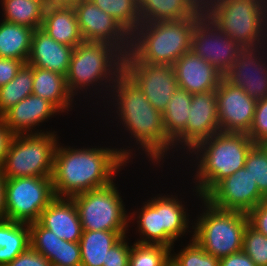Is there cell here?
<instances>
[{
    "label": "cell",
    "mask_w": 267,
    "mask_h": 266,
    "mask_svg": "<svg viewBox=\"0 0 267 266\" xmlns=\"http://www.w3.org/2000/svg\"><path fill=\"white\" fill-rule=\"evenodd\" d=\"M95 147L75 148L57 143L52 174L55 197L72 198L108 186L121 168L134 159L133 149Z\"/></svg>",
    "instance_id": "1"
},
{
    "label": "cell",
    "mask_w": 267,
    "mask_h": 266,
    "mask_svg": "<svg viewBox=\"0 0 267 266\" xmlns=\"http://www.w3.org/2000/svg\"><path fill=\"white\" fill-rule=\"evenodd\" d=\"M108 98L115 107L113 113H117L118 123L123 125L130 138L133 137L137 151L142 149L152 164L163 165L167 155L174 154L175 150L173 142L166 136L162 113L155 109L125 72L115 80Z\"/></svg>",
    "instance_id": "2"
},
{
    "label": "cell",
    "mask_w": 267,
    "mask_h": 266,
    "mask_svg": "<svg viewBox=\"0 0 267 266\" xmlns=\"http://www.w3.org/2000/svg\"><path fill=\"white\" fill-rule=\"evenodd\" d=\"M254 144L246 133L222 131L196 144L189 151V156L195 155L192 160L197 165L193 177L196 197L204 198L221 180L245 167Z\"/></svg>",
    "instance_id": "3"
},
{
    "label": "cell",
    "mask_w": 267,
    "mask_h": 266,
    "mask_svg": "<svg viewBox=\"0 0 267 266\" xmlns=\"http://www.w3.org/2000/svg\"><path fill=\"white\" fill-rule=\"evenodd\" d=\"M203 16L204 11L181 20L141 23L131 34V46L124 60L173 65L191 50L192 34Z\"/></svg>",
    "instance_id": "4"
},
{
    "label": "cell",
    "mask_w": 267,
    "mask_h": 266,
    "mask_svg": "<svg viewBox=\"0 0 267 266\" xmlns=\"http://www.w3.org/2000/svg\"><path fill=\"white\" fill-rule=\"evenodd\" d=\"M124 58L125 55L116 46L83 41L74 48L65 76L70 93L78 97L84 90L87 93L88 89L91 95L92 91L96 95L108 91V98L115 80L124 72Z\"/></svg>",
    "instance_id": "5"
},
{
    "label": "cell",
    "mask_w": 267,
    "mask_h": 266,
    "mask_svg": "<svg viewBox=\"0 0 267 266\" xmlns=\"http://www.w3.org/2000/svg\"><path fill=\"white\" fill-rule=\"evenodd\" d=\"M203 11L243 48L267 44V0H206Z\"/></svg>",
    "instance_id": "6"
},
{
    "label": "cell",
    "mask_w": 267,
    "mask_h": 266,
    "mask_svg": "<svg viewBox=\"0 0 267 266\" xmlns=\"http://www.w3.org/2000/svg\"><path fill=\"white\" fill-rule=\"evenodd\" d=\"M201 202L204 211L192 225V239L218 259L241 251L243 234L249 224L247 213L218 209L204 198Z\"/></svg>",
    "instance_id": "7"
},
{
    "label": "cell",
    "mask_w": 267,
    "mask_h": 266,
    "mask_svg": "<svg viewBox=\"0 0 267 266\" xmlns=\"http://www.w3.org/2000/svg\"><path fill=\"white\" fill-rule=\"evenodd\" d=\"M57 131L14 135L0 171L5 178L52 177Z\"/></svg>",
    "instance_id": "8"
},
{
    "label": "cell",
    "mask_w": 267,
    "mask_h": 266,
    "mask_svg": "<svg viewBox=\"0 0 267 266\" xmlns=\"http://www.w3.org/2000/svg\"><path fill=\"white\" fill-rule=\"evenodd\" d=\"M114 182L71 198L76 205L83 231L129 230L130 216Z\"/></svg>",
    "instance_id": "9"
},
{
    "label": "cell",
    "mask_w": 267,
    "mask_h": 266,
    "mask_svg": "<svg viewBox=\"0 0 267 266\" xmlns=\"http://www.w3.org/2000/svg\"><path fill=\"white\" fill-rule=\"evenodd\" d=\"M55 198L52 177L6 178V220L37 222Z\"/></svg>",
    "instance_id": "10"
},
{
    "label": "cell",
    "mask_w": 267,
    "mask_h": 266,
    "mask_svg": "<svg viewBox=\"0 0 267 266\" xmlns=\"http://www.w3.org/2000/svg\"><path fill=\"white\" fill-rule=\"evenodd\" d=\"M124 72L142 90L146 99L161 113L178 88L173 65L124 60Z\"/></svg>",
    "instance_id": "11"
},
{
    "label": "cell",
    "mask_w": 267,
    "mask_h": 266,
    "mask_svg": "<svg viewBox=\"0 0 267 266\" xmlns=\"http://www.w3.org/2000/svg\"><path fill=\"white\" fill-rule=\"evenodd\" d=\"M73 8L84 41L116 46L124 55L129 52L131 35L109 14L90 0H78Z\"/></svg>",
    "instance_id": "12"
},
{
    "label": "cell",
    "mask_w": 267,
    "mask_h": 266,
    "mask_svg": "<svg viewBox=\"0 0 267 266\" xmlns=\"http://www.w3.org/2000/svg\"><path fill=\"white\" fill-rule=\"evenodd\" d=\"M204 199L218 209L244 213L267 200L245 167L221 180Z\"/></svg>",
    "instance_id": "13"
},
{
    "label": "cell",
    "mask_w": 267,
    "mask_h": 266,
    "mask_svg": "<svg viewBox=\"0 0 267 266\" xmlns=\"http://www.w3.org/2000/svg\"><path fill=\"white\" fill-rule=\"evenodd\" d=\"M266 46V47H265ZM267 44L242 48L223 78L252 99L267 98Z\"/></svg>",
    "instance_id": "14"
},
{
    "label": "cell",
    "mask_w": 267,
    "mask_h": 266,
    "mask_svg": "<svg viewBox=\"0 0 267 266\" xmlns=\"http://www.w3.org/2000/svg\"><path fill=\"white\" fill-rule=\"evenodd\" d=\"M243 47L221 32L205 15L192 34L191 51L209 62L223 76Z\"/></svg>",
    "instance_id": "15"
},
{
    "label": "cell",
    "mask_w": 267,
    "mask_h": 266,
    "mask_svg": "<svg viewBox=\"0 0 267 266\" xmlns=\"http://www.w3.org/2000/svg\"><path fill=\"white\" fill-rule=\"evenodd\" d=\"M186 129L173 141V148L188 152L200 141L220 131L216 91L192 94ZM180 145V146H179Z\"/></svg>",
    "instance_id": "16"
},
{
    "label": "cell",
    "mask_w": 267,
    "mask_h": 266,
    "mask_svg": "<svg viewBox=\"0 0 267 266\" xmlns=\"http://www.w3.org/2000/svg\"><path fill=\"white\" fill-rule=\"evenodd\" d=\"M217 107L220 131L248 134L255 114L257 101L224 78L217 87Z\"/></svg>",
    "instance_id": "17"
},
{
    "label": "cell",
    "mask_w": 267,
    "mask_h": 266,
    "mask_svg": "<svg viewBox=\"0 0 267 266\" xmlns=\"http://www.w3.org/2000/svg\"><path fill=\"white\" fill-rule=\"evenodd\" d=\"M60 113L62 112L50 101L31 94L5 111L0 119L15 135L38 134L50 132V130H38L36 126L39 128L40 123Z\"/></svg>",
    "instance_id": "18"
},
{
    "label": "cell",
    "mask_w": 267,
    "mask_h": 266,
    "mask_svg": "<svg viewBox=\"0 0 267 266\" xmlns=\"http://www.w3.org/2000/svg\"><path fill=\"white\" fill-rule=\"evenodd\" d=\"M178 88L191 94L216 90L223 75L209 62L189 50L174 64Z\"/></svg>",
    "instance_id": "19"
},
{
    "label": "cell",
    "mask_w": 267,
    "mask_h": 266,
    "mask_svg": "<svg viewBox=\"0 0 267 266\" xmlns=\"http://www.w3.org/2000/svg\"><path fill=\"white\" fill-rule=\"evenodd\" d=\"M29 241L30 247L46 257L51 264L81 265L79 242H68L59 238L38 221L29 224Z\"/></svg>",
    "instance_id": "20"
},
{
    "label": "cell",
    "mask_w": 267,
    "mask_h": 266,
    "mask_svg": "<svg viewBox=\"0 0 267 266\" xmlns=\"http://www.w3.org/2000/svg\"><path fill=\"white\" fill-rule=\"evenodd\" d=\"M74 47L55 41L41 28L34 30L27 63L67 75Z\"/></svg>",
    "instance_id": "21"
},
{
    "label": "cell",
    "mask_w": 267,
    "mask_h": 266,
    "mask_svg": "<svg viewBox=\"0 0 267 266\" xmlns=\"http://www.w3.org/2000/svg\"><path fill=\"white\" fill-rule=\"evenodd\" d=\"M38 222L68 242H79L82 236L81 221L71 198L56 197L42 211Z\"/></svg>",
    "instance_id": "22"
},
{
    "label": "cell",
    "mask_w": 267,
    "mask_h": 266,
    "mask_svg": "<svg viewBox=\"0 0 267 266\" xmlns=\"http://www.w3.org/2000/svg\"><path fill=\"white\" fill-rule=\"evenodd\" d=\"M141 23L181 20L203 12L200 0H138Z\"/></svg>",
    "instance_id": "23"
},
{
    "label": "cell",
    "mask_w": 267,
    "mask_h": 266,
    "mask_svg": "<svg viewBox=\"0 0 267 266\" xmlns=\"http://www.w3.org/2000/svg\"><path fill=\"white\" fill-rule=\"evenodd\" d=\"M32 94L53 103L62 113L72 111L73 95L70 93L66 77L48 69L33 67ZM72 105V106H71Z\"/></svg>",
    "instance_id": "24"
},
{
    "label": "cell",
    "mask_w": 267,
    "mask_h": 266,
    "mask_svg": "<svg viewBox=\"0 0 267 266\" xmlns=\"http://www.w3.org/2000/svg\"><path fill=\"white\" fill-rule=\"evenodd\" d=\"M41 29L55 41L74 48L84 41L73 7L45 8Z\"/></svg>",
    "instance_id": "25"
},
{
    "label": "cell",
    "mask_w": 267,
    "mask_h": 266,
    "mask_svg": "<svg viewBox=\"0 0 267 266\" xmlns=\"http://www.w3.org/2000/svg\"><path fill=\"white\" fill-rule=\"evenodd\" d=\"M176 197V198H175ZM182 204V200L178 199L175 195H162L160 194V220L161 228H163V245L174 248V242L180 237L184 236L186 232L193 233V231H187L191 224L189 223V213L187 208ZM190 226V227H189Z\"/></svg>",
    "instance_id": "26"
},
{
    "label": "cell",
    "mask_w": 267,
    "mask_h": 266,
    "mask_svg": "<svg viewBox=\"0 0 267 266\" xmlns=\"http://www.w3.org/2000/svg\"><path fill=\"white\" fill-rule=\"evenodd\" d=\"M127 231H83L79 240L81 266L107 265L108 252Z\"/></svg>",
    "instance_id": "27"
},
{
    "label": "cell",
    "mask_w": 267,
    "mask_h": 266,
    "mask_svg": "<svg viewBox=\"0 0 267 266\" xmlns=\"http://www.w3.org/2000/svg\"><path fill=\"white\" fill-rule=\"evenodd\" d=\"M34 29L1 20L0 57L21 60L27 63Z\"/></svg>",
    "instance_id": "28"
},
{
    "label": "cell",
    "mask_w": 267,
    "mask_h": 266,
    "mask_svg": "<svg viewBox=\"0 0 267 266\" xmlns=\"http://www.w3.org/2000/svg\"><path fill=\"white\" fill-rule=\"evenodd\" d=\"M30 246L29 224L0 221V266L13 261Z\"/></svg>",
    "instance_id": "29"
},
{
    "label": "cell",
    "mask_w": 267,
    "mask_h": 266,
    "mask_svg": "<svg viewBox=\"0 0 267 266\" xmlns=\"http://www.w3.org/2000/svg\"><path fill=\"white\" fill-rule=\"evenodd\" d=\"M143 204L141 209L129 214L130 220L134 221L137 218L136 228H138L137 231L141 236L136 242L163 245V228H161L160 220V194L156 197H151V200L149 198ZM135 215L138 216L136 217Z\"/></svg>",
    "instance_id": "30"
},
{
    "label": "cell",
    "mask_w": 267,
    "mask_h": 266,
    "mask_svg": "<svg viewBox=\"0 0 267 266\" xmlns=\"http://www.w3.org/2000/svg\"><path fill=\"white\" fill-rule=\"evenodd\" d=\"M3 20L34 30L43 23L45 5L43 0H1Z\"/></svg>",
    "instance_id": "31"
},
{
    "label": "cell",
    "mask_w": 267,
    "mask_h": 266,
    "mask_svg": "<svg viewBox=\"0 0 267 266\" xmlns=\"http://www.w3.org/2000/svg\"><path fill=\"white\" fill-rule=\"evenodd\" d=\"M192 102V94L177 88L162 112L166 136L173 142L185 129Z\"/></svg>",
    "instance_id": "32"
},
{
    "label": "cell",
    "mask_w": 267,
    "mask_h": 266,
    "mask_svg": "<svg viewBox=\"0 0 267 266\" xmlns=\"http://www.w3.org/2000/svg\"><path fill=\"white\" fill-rule=\"evenodd\" d=\"M33 66L24 63L17 75L6 85L0 87V116L22 99L32 94Z\"/></svg>",
    "instance_id": "33"
},
{
    "label": "cell",
    "mask_w": 267,
    "mask_h": 266,
    "mask_svg": "<svg viewBox=\"0 0 267 266\" xmlns=\"http://www.w3.org/2000/svg\"><path fill=\"white\" fill-rule=\"evenodd\" d=\"M131 35L141 24L138 0H90Z\"/></svg>",
    "instance_id": "34"
},
{
    "label": "cell",
    "mask_w": 267,
    "mask_h": 266,
    "mask_svg": "<svg viewBox=\"0 0 267 266\" xmlns=\"http://www.w3.org/2000/svg\"><path fill=\"white\" fill-rule=\"evenodd\" d=\"M171 257V248L161 244L139 243L131 245L129 266H165Z\"/></svg>",
    "instance_id": "35"
},
{
    "label": "cell",
    "mask_w": 267,
    "mask_h": 266,
    "mask_svg": "<svg viewBox=\"0 0 267 266\" xmlns=\"http://www.w3.org/2000/svg\"><path fill=\"white\" fill-rule=\"evenodd\" d=\"M245 168L256 181L259 192L267 199V144H254L251 147Z\"/></svg>",
    "instance_id": "36"
},
{
    "label": "cell",
    "mask_w": 267,
    "mask_h": 266,
    "mask_svg": "<svg viewBox=\"0 0 267 266\" xmlns=\"http://www.w3.org/2000/svg\"><path fill=\"white\" fill-rule=\"evenodd\" d=\"M192 238L177 254L171 253V258L180 266H219V259L205 252Z\"/></svg>",
    "instance_id": "37"
},
{
    "label": "cell",
    "mask_w": 267,
    "mask_h": 266,
    "mask_svg": "<svg viewBox=\"0 0 267 266\" xmlns=\"http://www.w3.org/2000/svg\"><path fill=\"white\" fill-rule=\"evenodd\" d=\"M242 250L257 266H267V236L249 224L243 234Z\"/></svg>",
    "instance_id": "38"
},
{
    "label": "cell",
    "mask_w": 267,
    "mask_h": 266,
    "mask_svg": "<svg viewBox=\"0 0 267 266\" xmlns=\"http://www.w3.org/2000/svg\"><path fill=\"white\" fill-rule=\"evenodd\" d=\"M248 135L255 144H267V98L257 101Z\"/></svg>",
    "instance_id": "39"
},
{
    "label": "cell",
    "mask_w": 267,
    "mask_h": 266,
    "mask_svg": "<svg viewBox=\"0 0 267 266\" xmlns=\"http://www.w3.org/2000/svg\"><path fill=\"white\" fill-rule=\"evenodd\" d=\"M128 236H123L108 252L107 265L103 266H129L131 245L127 243Z\"/></svg>",
    "instance_id": "40"
},
{
    "label": "cell",
    "mask_w": 267,
    "mask_h": 266,
    "mask_svg": "<svg viewBox=\"0 0 267 266\" xmlns=\"http://www.w3.org/2000/svg\"><path fill=\"white\" fill-rule=\"evenodd\" d=\"M51 262L30 246L5 266H50Z\"/></svg>",
    "instance_id": "41"
},
{
    "label": "cell",
    "mask_w": 267,
    "mask_h": 266,
    "mask_svg": "<svg viewBox=\"0 0 267 266\" xmlns=\"http://www.w3.org/2000/svg\"><path fill=\"white\" fill-rule=\"evenodd\" d=\"M247 216L249 225L267 236V200L259 203Z\"/></svg>",
    "instance_id": "42"
},
{
    "label": "cell",
    "mask_w": 267,
    "mask_h": 266,
    "mask_svg": "<svg viewBox=\"0 0 267 266\" xmlns=\"http://www.w3.org/2000/svg\"><path fill=\"white\" fill-rule=\"evenodd\" d=\"M23 64L21 60L0 57V87L13 80Z\"/></svg>",
    "instance_id": "43"
},
{
    "label": "cell",
    "mask_w": 267,
    "mask_h": 266,
    "mask_svg": "<svg viewBox=\"0 0 267 266\" xmlns=\"http://www.w3.org/2000/svg\"><path fill=\"white\" fill-rule=\"evenodd\" d=\"M219 266H257L251 258L243 251L233 253L219 259Z\"/></svg>",
    "instance_id": "44"
},
{
    "label": "cell",
    "mask_w": 267,
    "mask_h": 266,
    "mask_svg": "<svg viewBox=\"0 0 267 266\" xmlns=\"http://www.w3.org/2000/svg\"><path fill=\"white\" fill-rule=\"evenodd\" d=\"M14 135L15 134L0 119V166L3 163Z\"/></svg>",
    "instance_id": "45"
},
{
    "label": "cell",
    "mask_w": 267,
    "mask_h": 266,
    "mask_svg": "<svg viewBox=\"0 0 267 266\" xmlns=\"http://www.w3.org/2000/svg\"><path fill=\"white\" fill-rule=\"evenodd\" d=\"M5 184L6 178L0 171V221L6 219Z\"/></svg>",
    "instance_id": "46"
},
{
    "label": "cell",
    "mask_w": 267,
    "mask_h": 266,
    "mask_svg": "<svg viewBox=\"0 0 267 266\" xmlns=\"http://www.w3.org/2000/svg\"><path fill=\"white\" fill-rule=\"evenodd\" d=\"M78 0H43L45 8H71Z\"/></svg>",
    "instance_id": "47"
},
{
    "label": "cell",
    "mask_w": 267,
    "mask_h": 266,
    "mask_svg": "<svg viewBox=\"0 0 267 266\" xmlns=\"http://www.w3.org/2000/svg\"><path fill=\"white\" fill-rule=\"evenodd\" d=\"M165 266H180L171 257L167 260Z\"/></svg>",
    "instance_id": "48"
},
{
    "label": "cell",
    "mask_w": 267,
    "mask_h": 266,
    "mask_svg": "<svg viewBox=\"0 0 267 266\" xmlns=\"http://www.w3.org/2000/svg\"><path fill=\"white\" fill-rule=\"evenodd\" d=\"M50 266H61V265H57V264H51ZM81 266V265H80Z\"/></svg>",
    "instance_id": "49"
}]
</instances>
